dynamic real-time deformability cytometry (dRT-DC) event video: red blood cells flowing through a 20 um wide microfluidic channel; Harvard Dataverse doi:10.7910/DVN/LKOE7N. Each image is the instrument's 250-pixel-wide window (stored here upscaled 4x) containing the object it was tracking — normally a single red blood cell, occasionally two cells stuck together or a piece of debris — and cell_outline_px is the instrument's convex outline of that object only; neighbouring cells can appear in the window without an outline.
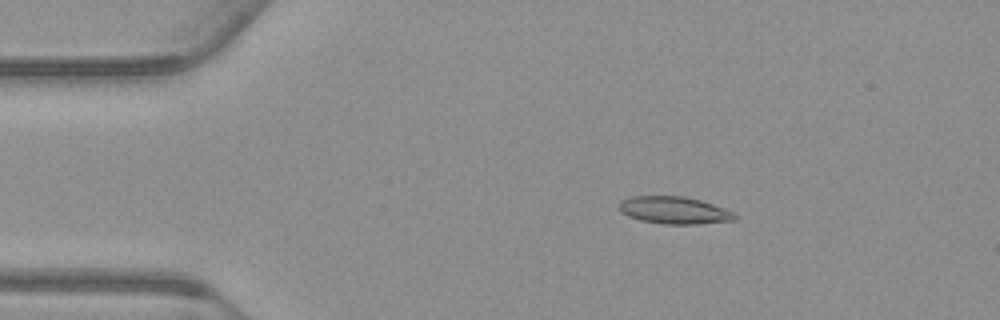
{"species": "common noctule bat (a hibernating species)", "species_latin": "Nyctalus noctula", "temperature_condition": "warm", "stored_images_in_passage": 55, "camera_frame_rate_fps": 3000, "um_per_image_px": 0.085, "animal": {"sex": "male", "body_mass_g": 23.1, "forearm_length_mm": 52.7}, "frame": {"image": 1, "passage_image": 10, "time_ms": 3.0, "image_size_px": [1000, 320], "cell_outline_px": [[736, 220], [696, 224], [664, 224], [640, 220], [628, 216], [620, 212], [620, 200], [632, 196], [684, 196], [700, 200], [724, 208], [732, 212], [736, 216]], "centroid_in_image_um": [57.28, 17.87], "position_along_channel_um": 27.7, "area_um2": 18.32}}
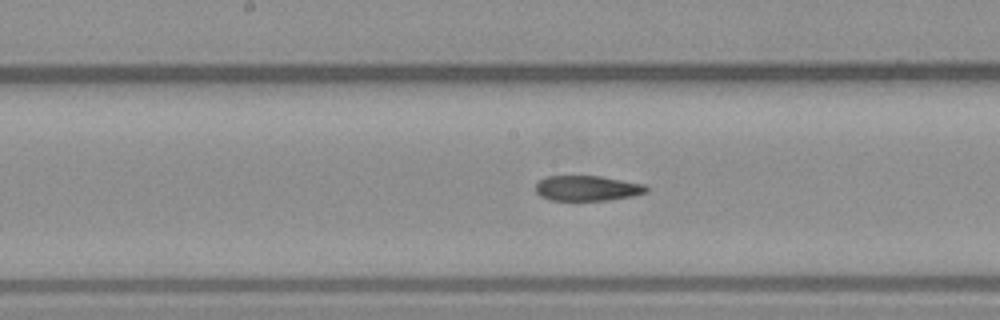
{"frame": {"image": 2, "passage_image": 28, "time_ms": 9.0, "image_size_px": [1000, 320], "cell_outline_px": [[648, 192], [632, 196], [608, 200], [552, 200], [540, 196], [536, 192], [536, 184], [544, 176], [600, 176], [644, 184], [648, 188]], "centroid_in_image_um": [49.91, 15.99], "position_along_channel_um": 198.3, "area_um2": 16.24}}
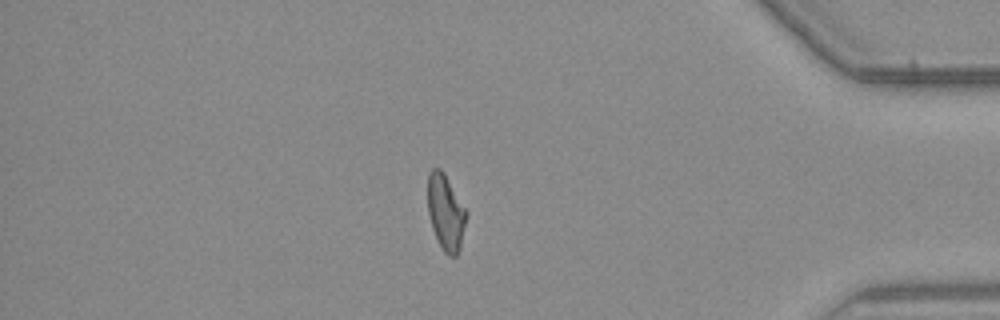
{"frame": {"image": 3, "passage_image": 47, "time_ms": 15.333, "image_size_px": [1000, 320], "cell_outline_px": [[468, 216], [460, 248], [456, 256], [448, 256], [444, 252], [432, 228], [428, 212], [428, 172], [432, 168], [440, 168], [444, 172], [468, 212]], "centroid_in_image_um": [37.9, 18.03], "position_along_channel_um": 397.3, "area_um2": 17.17}, "authors_computed_cell_mechanics": {"area_um2": 17.6868, "velocity_mm_per_s": 3.759, "shape_relaxation_time_tau1_ms": null, "shape_relaxation_time_tau2_ms": 8.0812, "deformation_change_tau1": null, "deformation_change_tau2": 0.1367}}